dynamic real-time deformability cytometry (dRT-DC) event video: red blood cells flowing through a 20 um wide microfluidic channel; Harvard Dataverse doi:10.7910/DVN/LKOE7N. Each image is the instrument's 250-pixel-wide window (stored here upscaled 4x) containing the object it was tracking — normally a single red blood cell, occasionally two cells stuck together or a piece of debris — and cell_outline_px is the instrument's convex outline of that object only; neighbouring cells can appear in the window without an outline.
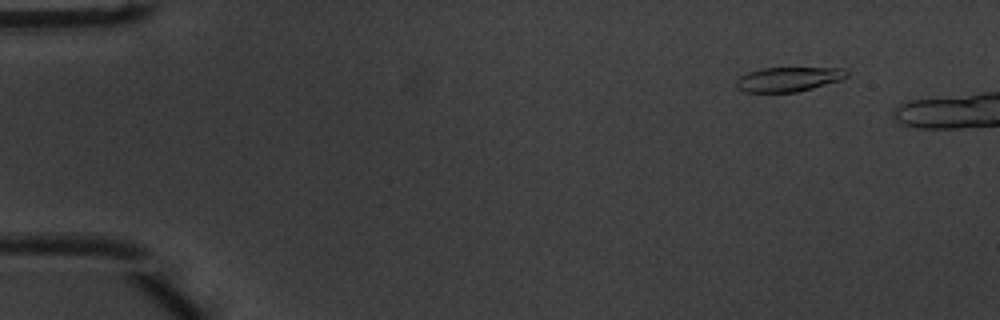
{"species": "common noctule bat (a hibernating species)", "species_latin": "Nyctalus noctula", "temperature_condition": "warm", "stored_images_in_passage": 11, "camera_frame_rate_fps": 3000, "um_per_image_px": 0.085, "animal": {"sex": "male", "body_mass_g": 20.1, "forearm_length_mm": 53.5}, "frame": {"image": 1, "passage_image": 5, "time_ms": 1.333, "image_size_px": [1000, 320], "cell_outline_px": [[848, 76], [840, 80], [812, 88], [796, 92], [744, 92], [736, 88], [736, 80], [740, 76], [748, 72], [760, 68], [844, 68], [848, 72]], "centroid_in_image_um": [66.99, 6.73], "position_along_channel_um": 18.0, "area_um2": 15.78}}